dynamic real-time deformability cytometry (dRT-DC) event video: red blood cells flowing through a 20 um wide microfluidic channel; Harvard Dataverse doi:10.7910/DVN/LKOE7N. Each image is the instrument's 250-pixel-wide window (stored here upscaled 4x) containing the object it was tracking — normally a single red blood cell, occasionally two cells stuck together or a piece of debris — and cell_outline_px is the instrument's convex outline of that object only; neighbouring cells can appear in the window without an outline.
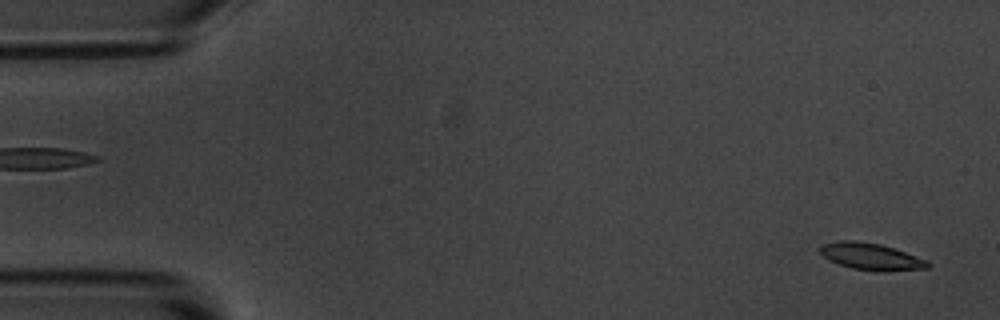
{"species": "common noctule bat (a hibernating species)", "species_latin": "Nyctalus noctula", "temperature_condition": "room temperature", "stored_images_in_passage": 54, "camera_frame_rate_fps": 3000, "um_per_image_px": 0.085, "animal": {"sex": "male", "body_mass_g": 20.1, "forearm_length_mm": 53.5}, "frame": {"image": 1, "passage_image": 2, "time_ms": 0.333, "image_size_px": [1000, 320], "cell_outline_px": [[932, 264], [928, 268], [852, 268], [828, 260], [816, 248], [820, 244], [836, 240], [856, 240], [880, 244], [928, 260]], "centroid_in_image_um": [73.9, 21.72], "position_along_channel_um": 11.1, "area_um2": 15.95}}
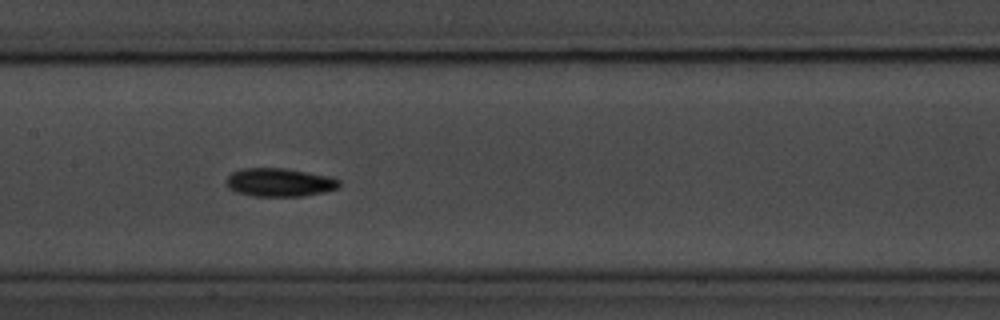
{"frame": {"image": 2, "passage_image": 26, "time_ms": 8.333, "image_size_px": [1000, 320], "cell_outline_px": [[340, 184], [336, 188], [324, 192], [304, 196], [252, 196], [236, 192], [228, 188], [224, 180], [232, 172], [240, 168], [284, 168], [332, 176], [340, 180]], "centroid_in_image_um": [23.73, 15.49], "position_along_channel_um": 183.7, "area_um2": 18.9}}
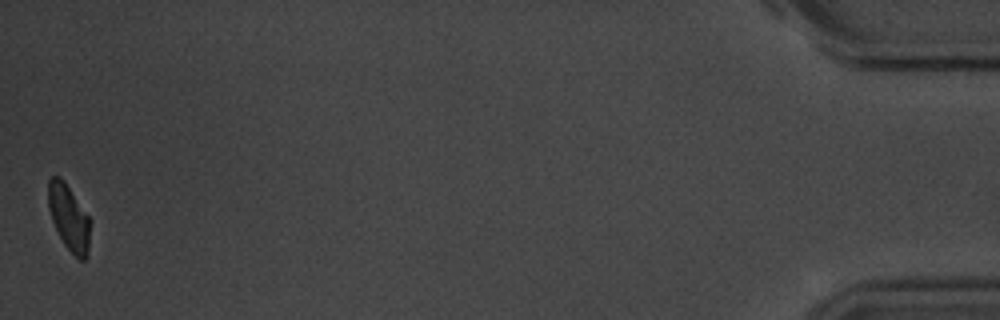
{"frame": {"image": 3, "passage_image": 54, "time_ms": 17.667, "image_size_px": [1000, 320], "cell_outline_px": [[88, 252], [84, 260], [80, 260], [64, 244], [52, 220], [48, 208], [48, 180], [52, 176], [60, 176], [64, 180], [88, 216]], "centroid_in_image_um": [5.81, 18.44], "position_along_channel_um": 429.4, "area_um2": 15.55}, "authors_computed_cell_mechanics": {"area_um2": 17.3111, "velocity_mm_per_s": 3.6578, "shape_relaxation_time_tau1_ms": 7.1634, "shape_relaxation_time_tau2_ms": null, "deformation_change_tau1": 0.2008, "deformation_change_tau2": null}}